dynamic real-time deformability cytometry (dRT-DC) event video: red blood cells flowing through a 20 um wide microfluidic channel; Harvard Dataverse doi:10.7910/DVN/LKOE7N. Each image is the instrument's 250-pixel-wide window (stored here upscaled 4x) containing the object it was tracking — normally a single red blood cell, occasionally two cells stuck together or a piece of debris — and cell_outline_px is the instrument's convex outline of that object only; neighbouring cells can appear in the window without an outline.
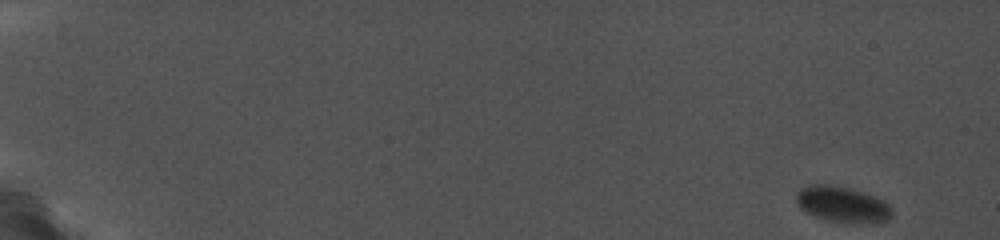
{"species": "common noctule bat (a hibernating species)", "species_latin": "Nyctalus noctula", "temperature_condition": "cold", "stored_images_in_passage": 23, "camera_frame_rate_fps": 5000, "um_per_image_px": 0.085, "animal": {"sex": "female", "body_mass_g": 19.0, "forearm_length_mm": 56.7}, "frame": {"image": 1, "passage_image": 1, "time_ms": 0.0, "image_size_px": [1000, 240], "cell_outline_px": [[892, 216], [888, 220], [880, 224], [828, 220], [812, 216], [804, 212], [800, 208], [796, 200], [796, 192], [800, 188], [812, 184], [828, 184], [848, 188], [884, 200], [892, 208]], "centroid_in_image_um": [71.6, 17.38], "position_along_channel_um": 13.4, "area_um2": 20.06}}
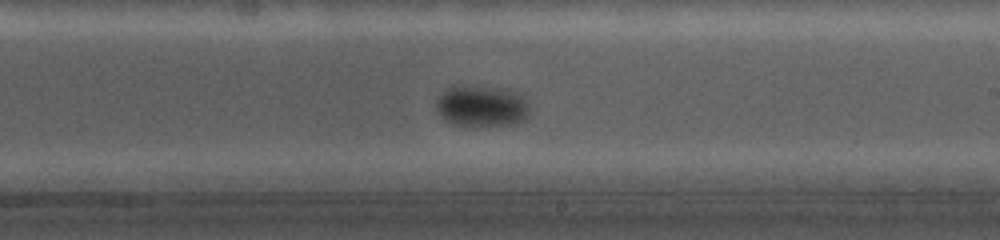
{"frame": {"image": 2, "passage_image": 15, "time_ms": 12.2, "image_size_px": [1000, 240], "cell_outline_px": [[528, 112], [524, 120], [516, 124], [480, 128], [472, 128], [448, 124], [436, 112], [436, 104], [440, 96], [448, 92], [488, 92], [512, 96], [524, 104], [528, 108]], "centroid_in_image_um": [40.83, 9.31], "position_along_channel_um": 248.2, "area_um2": 19.71}}
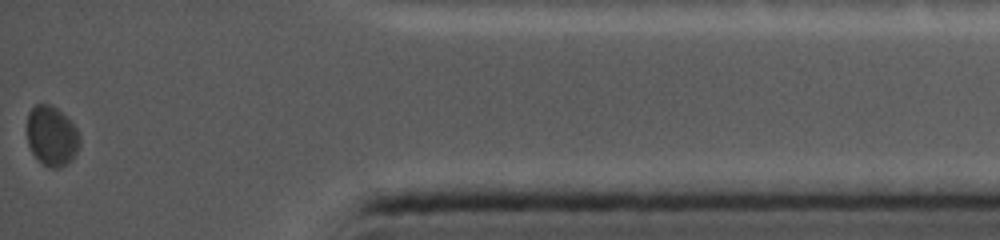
{"frame": {"image": 3, "passage_image": 23, "time_ms": 18.0, "image_size_px": [1000, 240], "cell_outline_px": [[80, 144], [76, 152], [60, 168], [52, 168], [44, 164], [32, 152], [28, 144], [28, 116], [32, 108], [36, 104], [48, 104], [56, 108], [76, 128], [80, 140]], "centroid_in_image_um": [4.38, 11.55], "position_along_channel_um": 430.8, "area_um2": 17.69}}